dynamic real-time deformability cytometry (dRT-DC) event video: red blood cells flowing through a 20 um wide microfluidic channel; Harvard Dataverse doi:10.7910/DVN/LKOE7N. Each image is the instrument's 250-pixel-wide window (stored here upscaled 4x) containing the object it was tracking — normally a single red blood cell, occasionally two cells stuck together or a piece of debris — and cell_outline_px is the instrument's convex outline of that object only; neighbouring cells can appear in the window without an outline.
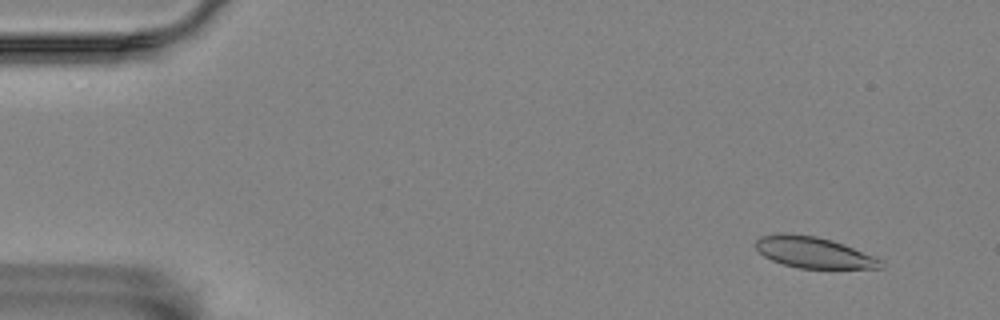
{"species": "Egyptian fruit bat (a non-hibernating species)", "species_latin": "Rousettus aegyptiacus", "temperature_condition": "room temperature", "stored_images_in_passage": 56, "camera_frame_rate_fps": 3000, "um_per_image_px": 0.085, "animal": {"sex": "female"}, "frame": {"image": 1, "passage_image": 4, "time_ms": 1.0, "image_size_px": [1000, 320], "cell_outline_px": [[884, 268], [800, 268], [784, 264], [772, 260], [764, 256], [756, 248], [756, 240], [760, 236], [780, 232], [816, 236], [832, 240], [844, 244], [884, 260]], "centroid_in_image_um": [69.18, 21.45], "position_along_channel_um": 15.8, "area_um2": 22.72}}
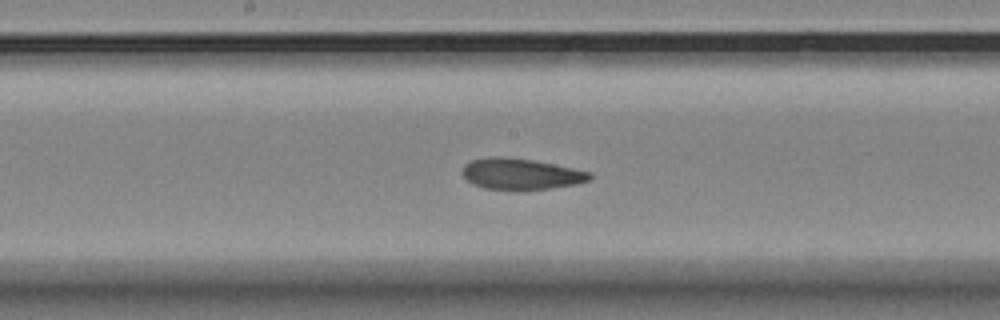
{"frame": {"image": 2, "passage_image": 29, "time_ms": 9.333, "image_size_px": [1000, 320], "cell_outline_px": [[592, 176], [588, 180], [576, 184], [552, 188], [524, 192], [516, 192], [484, 188], [472, 184], [460, 172], [464, 164], [472, 160], [492, 156], [500, 156], [532, 160], [592, 172]], "centroid_in_image_um": [44.23, 14.82], "position_along_channel_um": 204.0, "area_um2": 23.64}}
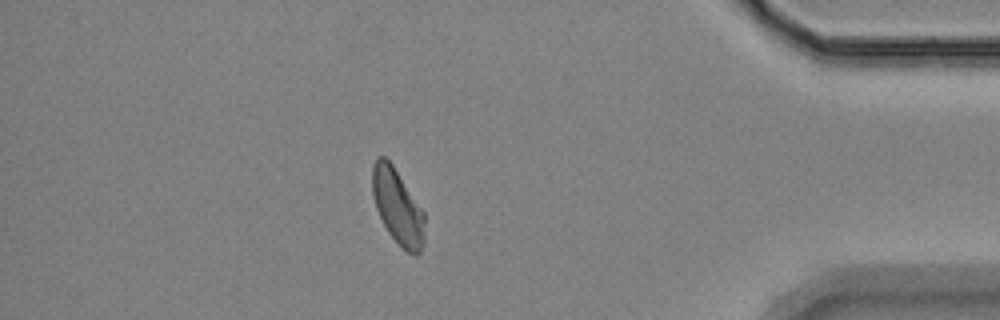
{"frame": {"image": 3, "passage_image": 49, "time_ms": 16.0, "image_size_px": [1000, 320], "cell_outline_px": [[424, 244], [420, 252], [416, 256], [408, 252], [388, 232], [376, 208], [372, 192], [372, 164], [376, 156], [384, 156], [392, 164], [424, 212]], "centroid_in_image_um": [33.79, 17.54], "position_along_channel_um": 401.4, "area_um2": 22.66}, "authors_computed_cell_mechanics": {"area_um2": 23.3223, "velocity_mm_per_s": 3.5205, "shape_relaxation_time_tau1_ms": null, "shape_relaxation_time_tau2_ms": 3.2835, "deformation_change_tau1": null, "deformation_change_tau2": 0.096}}